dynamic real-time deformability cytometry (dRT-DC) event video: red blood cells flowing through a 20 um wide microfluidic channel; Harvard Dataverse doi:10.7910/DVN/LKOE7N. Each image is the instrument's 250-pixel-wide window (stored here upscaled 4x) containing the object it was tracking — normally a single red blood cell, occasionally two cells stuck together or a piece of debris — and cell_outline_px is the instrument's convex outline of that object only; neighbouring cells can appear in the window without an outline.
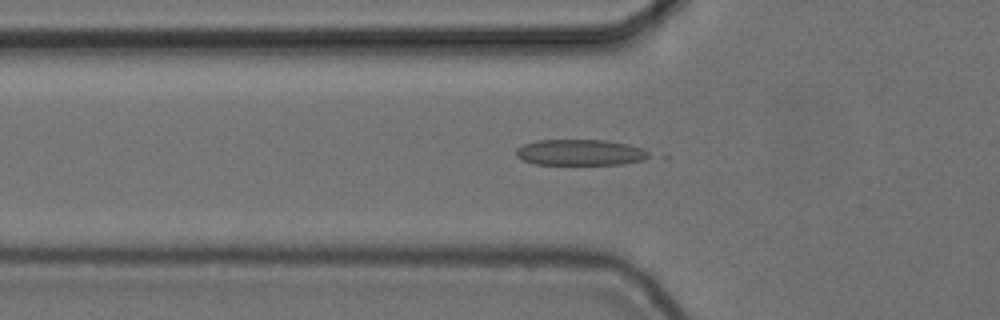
{"species": "common noctule bat (a hibernating species)", "species_latin": "Nyctalus noctula", "temperature_condition": "cold", "stored_images_in_passage": 55, "camera_frame_rate_fps": 3000, "um_per_image_px": 0.085, "animal": {"sex": "female", "body_mass_g": 24.6, "forearm_length_mm": 56.2}, "frame": {"image": 1, "passage_image": 19, "time_ms": 6.0, "image_size_px": [1000, 320], "cell_outline_px": [[656, 156], [644, 160], [620, 164], [536, 164], [524, 160], [516, 156], [516, 148], [524, 144], [536, 140], [604, 140], [628, 144], [644, 148]], "centroid_in_image_um": [49.39, 12.95], "position_along_channel_um": 76.4, "area_um2": 20.29}}
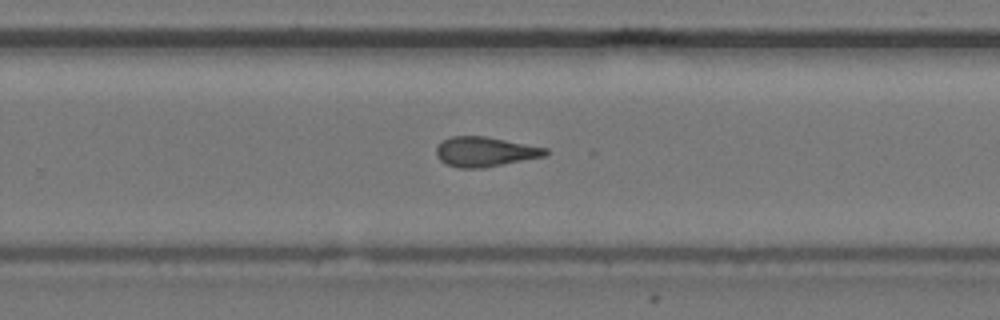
{"frame": {"image": 2, "passage_image": 36, "time_ms": 11.667, "image_size_px": [1000, 320], "cell_outline_px": [[548, 152], [544, 156], [484, 168], [460, 168], [444, 164], [436, 156], [436, 148], [440, 140], [452, 136], [484, 136], [548, 148]], "centroid_in_image_um": [41.17, 12.9], "position_along_channel_um": 288.6, "area_um2": 19.02}}
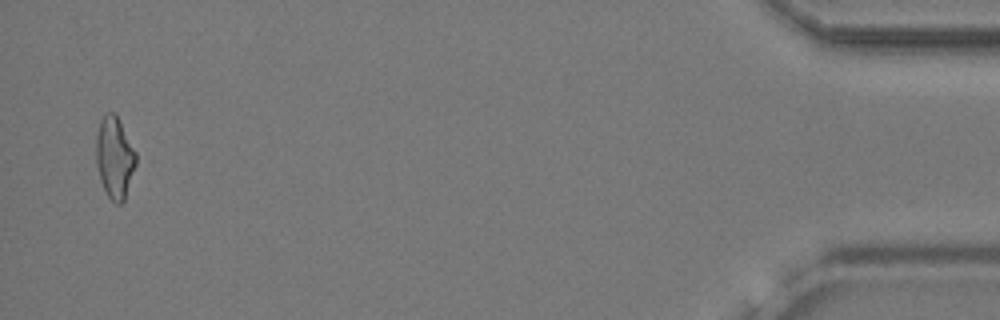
{"frame": {"image": 3, "passage_image": 54, "time_ms": 17.667, "image_size_px": [1000, 320], "cell_outline_px": [[136, 164], [124, 200], [120, 204], [116, 204], [108, 196], [100, 180], [96, 164], [96, 136], [100, 120], [108, 112], [116, 112], [136, 152]], "centroid_in_image_um": [9.74, 13.36], "position_along_channel_um": 425.5, "area_um2": 18.96}, "authors_computed_cell_mechanics": {"area_um2": 19.7098, "velocity_mm_per_s": 3.7353, "shape_relaxation_time_tau1_ms": 8.5818, "shape_relaxation_time_tau2_ms": 2.7872, "deformation_change_tau1": 0.2186, "deformation_change_tau2": 0.1242}}